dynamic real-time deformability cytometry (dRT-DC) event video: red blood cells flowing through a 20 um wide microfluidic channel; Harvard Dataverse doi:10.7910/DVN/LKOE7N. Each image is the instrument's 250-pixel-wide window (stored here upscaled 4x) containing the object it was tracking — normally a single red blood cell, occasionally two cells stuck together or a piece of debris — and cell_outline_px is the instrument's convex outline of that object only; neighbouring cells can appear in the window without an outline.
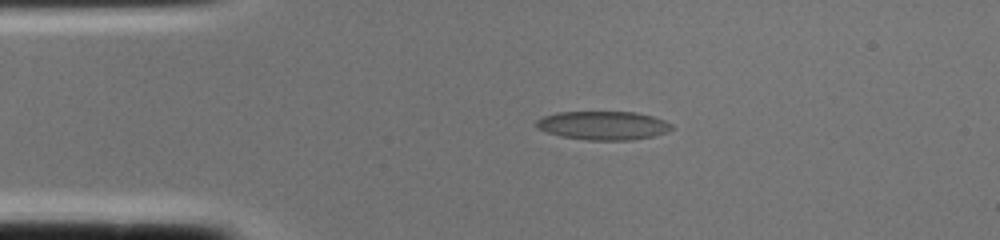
{"species": "common noctule bat (a hibernating species)", "species_latin": "Nyctalus noctula", "temperature_condition": "cold", "stored_images_in_passage": 1, "camera_frame_rate_fps": 3000, "um_per_image_px": 0.085, "animal": {"sex": "female", "body_mass_g": 22.0, "forearm_length_mm": 56.7}, "frame": {"image": 1, "passage_image": 1, "time_ms": 0.0, "image_size_px": [1000, 240], "cell_outline_px": [[676, 128], [668, 132], [652, 136], [632, 140], [588, 140], [560, 136], [536, 128], [536, 120], [544, 116], [556, 112], [636, 112], [652, 116], [664, 120], [672, 124]], "centroid_in_image_um": [51.3, 10.66], "position_along_channel_um": 33.7, "area_um2": 22.72}}